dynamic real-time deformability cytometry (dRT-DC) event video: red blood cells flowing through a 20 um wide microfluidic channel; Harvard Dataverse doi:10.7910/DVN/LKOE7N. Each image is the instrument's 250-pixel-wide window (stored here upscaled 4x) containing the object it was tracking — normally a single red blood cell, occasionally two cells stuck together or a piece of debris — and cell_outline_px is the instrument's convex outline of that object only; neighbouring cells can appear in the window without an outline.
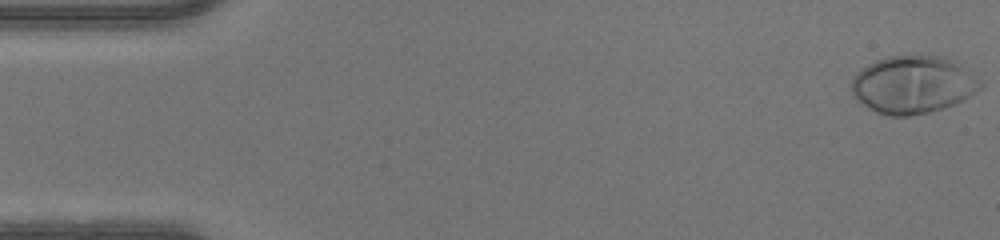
{"species": "human", "species_latin": "Homo sapiens", "temperature_condition": "warm", "stored_images_in_passage": 48, "camera_frame_rate_fps": 3000, "um_per_image_px": 0.085, "donor": {"sex": "male"}, "frame": {"image": 1, "passage_image": 1, "time_ms": 0.0, "image_size_px": [1000, 240], "cell_outline_px": [[984, 84], [972, 96], [964, 100], [944, 108], [928, 112], [908, 116], [888, 116], [876, 112], [868, 108], [856, 100], [852, 96], [852, 76], [856, 72], [868, 64], [876, 60], [888, 56], [944, 56], [956, 60], [980, 80]], "centroid_in_image_um": [77.6, 7.2], "position_along_channel_um": 7.4, "area_um2": 43.7}}
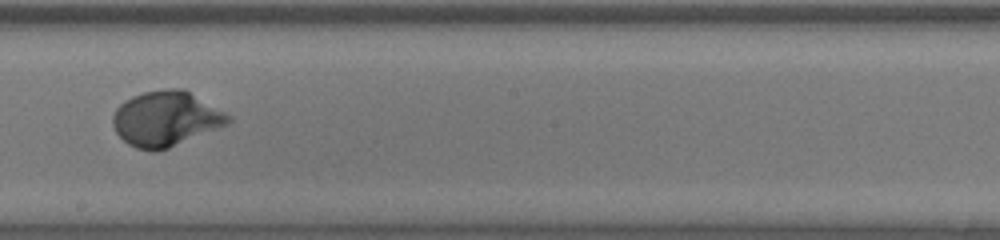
{"frame": {"image": 2, "passage_image": 27, "time_ms": 8.667, "image_size_px": [1000, 240], "cell_outline_px": [[232, 120], [228, 124], [168, 148], [156, 152], [152, 152], [136, 148], [128, 144], [116, 132], [112, 124], [112, 116], [116, 108], [124, 100], [132, 96], [144, 92], [164, 88], [184, 88], [232, 116]], "centroid_in_image_um": [14.09, 10.08], "position_along_channel_um": 234.1, "area_um2": 37.17}}
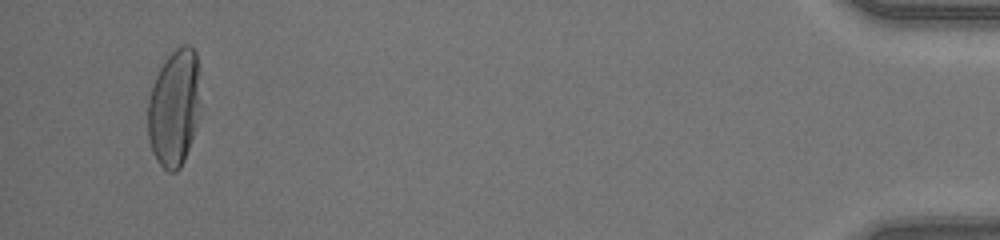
{"frame": {"image": 3, "passage_image": 46, "time_ms": 15.0, "image_size_px": [1000, 240], "cell_outline_px": [[196, 128], [184, 160], [180, 168], [176, 172], [168, 172], [160, 164], [152, 152], [148, 136], [148, 100], [152, 84], [160, 68], [168, 56], [176, 48], [184, 44], [188, 44], [196, 52]], "centroid_in_image_um": [14.74, 9.21], "position_along_channel_um": 420.5, "area_um2": 34.74}}